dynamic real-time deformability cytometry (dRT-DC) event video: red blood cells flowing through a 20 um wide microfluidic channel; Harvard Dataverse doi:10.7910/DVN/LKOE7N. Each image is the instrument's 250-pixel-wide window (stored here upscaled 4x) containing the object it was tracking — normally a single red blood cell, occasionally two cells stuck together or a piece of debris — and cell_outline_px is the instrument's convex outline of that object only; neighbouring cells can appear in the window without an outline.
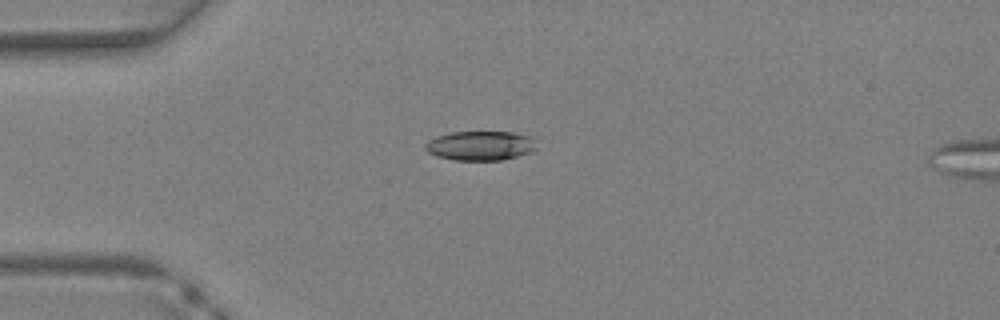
{"species": "Egyptian fruit bat (a non-hibernating species)", "species_latin": "Rousettus aegyptiacus", "temperature_condition": "warm", "stored_images_in_passage": 29, "camera_frame_rate_fps": 3000, "um_per_image_px": 0.085, "animal": {"sex": "female"}, "frame": {"image": 1, "passage_image": 1, "time_ms": 0.0, "image_size_px": [1000, 320], "cell_outline_px": [[536, 148], [532, 152], [504, 160], [452, 160], [436, 156], [428, 152], [424, 148], [424, 144], [428, 140], [436, 136], [452, 132], [512, 132], [528, 136], [532, 140]], "centroid_in_image_um": [40.78, 12.39], "position_along_channel_um": 44.2, "area_um2": 19.07}}
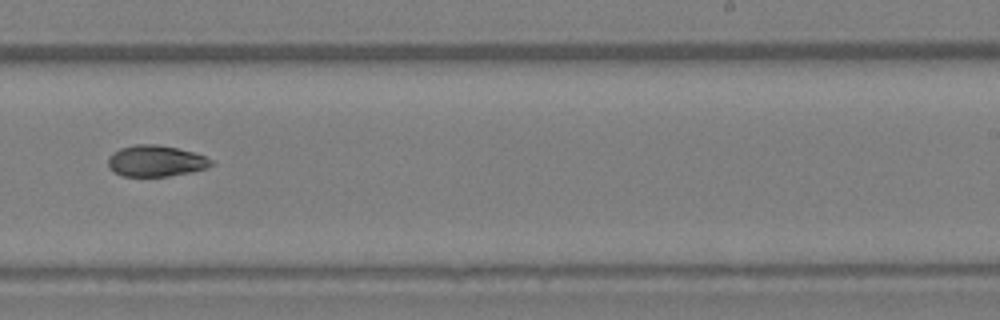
{"frame": {"image": 2, "passage_image": 15, "time_ms": 4.667, "image_size_px": [1000, 320], "cell_outline_px": [[216, 164], [192, 172], [168, 176], [124, 176], [112, 172], [108, 168], [108, 156], [112, 152], [120, 148], [136, 144], [156, 144], [196, 152], [216, 160]], "centroid_in_image_um": [13.26, 13.68], "position_along_channel_um": 275.7, "area_um2": 19.13}}
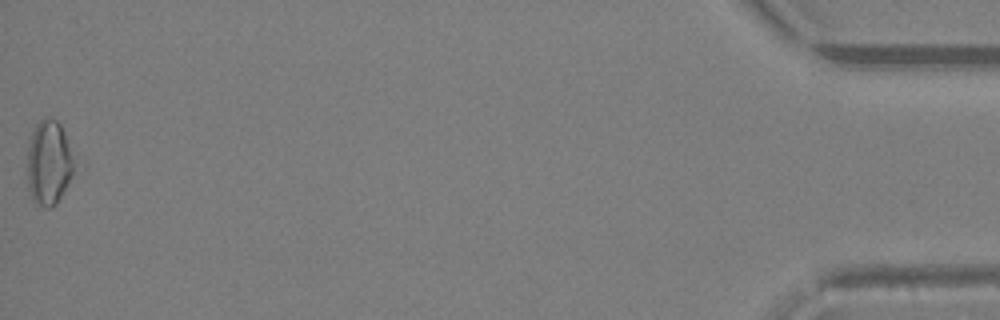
{"frame": {"image": 3, "passage_image": 29, "time_ms": 9.333, "image_size_px": [1000, 320], "cell_outline_px": [[72, 172], [68, 184], [56, 204], [52, 208], [44, 208], [36, 204], [32, 200], [28, 192], [28, 144], [32, 132], [36, 124], [44, 116], [52, 116], [60, 124], [72, 160]], "centroid_in_image_um": [4.09, 13.86], "position_along_channel_um": 431.1, "area_um2": 22.77}}